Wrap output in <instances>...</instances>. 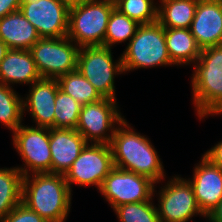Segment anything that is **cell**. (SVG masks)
<instances>
[{"instance_id":"cell-4","label":"cell","mask_w":222,"mask_h":222,"mask_svg":"<svg viewBox=\"0 0 222 222\" xmlns=\"http://www.w3.org/2000/svg\"><path fill=\"white\" fill-rule=\"evenodd\" d=\"M123 71L174 65L165 39V28L157 21L139 25L135 35L121 54Z\"/></svg>"},{"instance_id":"cell-26","label":"cell","mask_w":222,"mask_h":222,"mask_svg":"<svg viewBox=\"0 0 222 222\" xmlns=\"http://www.w3.org/2000/svg\"><path fill=\"white\" fill-rule=\"evenodd\" d=\"M82 105L58 88L55 99L54 128L75 129Z\"/></svg>"},{"instance_id":"cell-31","label":"cell","mask_w":222,"mask_h":222,"mask_svg":"<svg viewBox=\"0 0 222 222\" xmlns=\"http://www.w3.org/2000/svg\"><path fill=\"white\" fill-rule=\"evenodd\" d=\"M22 0H0V19L4 16L20 10Z\"/></svg>"},{"instance_id":"cell-5","label":"cell","mask_w":222,"mask_h":222,"mask_svg":"<svg viewBox=\"0 0 222 222\" xmlns=\"http://www.w3.org/2000/svg\"><path fill=\"white\" fill-rule=\"evenodd\" d=\"M115 8L107 0H88L71 7L67 37L79 48L104 46L107 24Z\"/></svg>"},{"instance_id":"cell-15","label":"cell","mask_w":222,"mask_h":222,"mask_svg":"<svg viewBox=\"0 0 222 222\" xmlns=\"http://www.w3.org/2000/svg\"><path fill=\"white\" fill-rule=\"evenodd\" d=\"M190 32L202 50L222 44V0H198Z\"/></svg>"},{"instance_id":"cell-29","label":"cell","mask_w":222,"mask_h":222,"mask_svg":"<svg viewBox=\"0 0 222 222\" xmlns=\"http://www.w3.org/2000/svg\"><path fill=\"white\" fill-rule=\"evenodd\" d=\"M0 222H47L36 212L29 209L20 202L11 212H9Z\"/></svg>"},{"instance_id":"cell-20","label":"cell","mask_w":222,"mask_h":222,"mask_svg":"<svg viewBox=\"0 0 222 222\" xmlns=\"http://www.w3.org/2000/svg\"><path fill=\"white\" fill-rule=\"evenodd\" d=\"M165 39L169 58L174 66L191 65L198 60L201 49L190 29L165 28Z\"/></svg>"},{"instance_id":"cell-1","label":"cell","mask_w":222,"mask_h":222,"mask_svg":"<svg viewBox=\"0 0 222 222\" xmlns=\"http://www.w3.org/2000/svg\"><path fill=\"white\" fill-rule=\"evenodd\" d=\"M109 145L114 167L145 176L155 184L164 181V166L151 140L137 133L126 119L117 125Z\"/></svg>"},{"instance_id":"cell-32","label":"cell","mask_w":222,"mask_h":222,"mask_svg":"<svg viewBox=\"0 0 222 222\" xmlns=\"http://www.w3.org/2000/svg\"><path fill=\"white\" fill-rule=\"evenodd\" d=\"M206 218L209 222H222V199Z\"/></svg>"},{"instance_id":"cell-27","label":"cell","mask_w":222,"mask_h":222,"mask_svg":"<svg viewBox=\"0 0 222 222\" xmlns=\"http://www.w3.org/2000/svg\"><path fill=\"white\" fill-rule=\"evenodd\" d=\"M149 201L119 205L113 209L120 222H160L157 205Z\"/></svg>"},{"instance_id":"cell-33","label":"cell","mask_w":222,"mask_h":222,"mask_svg":"<svg viewBox=\"0 0 222 222\" xmlns=\"http://www.w3.org/2000/svg\"><path fill=\"white\" fill-rule=\"evenodd\" d=\"M58 1L65 4L67 7L71 8V7L77 6L79 4H82L88 0H58Z\"/></svg>"},{"instance_id":"cell-28","label":"cell","mask_w":222,"mask_h":222,"mask_svg":"<svg viewBox=\"0 0 222 222\" xmlns=\"http://www.w3.org/2000/svg\"><path fill=\"white\" fill-rule=\"evenodd\" d=\"M157 5L154 0H120L115 8L142 25L157 22Z\"/></svg>"},{"instance_id":"cell-19","label":"cell","mask_w":222,"mask_h":222,"mask_svg":"<svg viewBox=\"0 0 222 222\" xmlns=\"http://www.w3.org/2000/svg\"><path fill=\"white\" fill-rule=\"evenodd\" d=\"M0 39L9 49L30 50L40 36L23 13L17 10L0 19Z\"/></svg>"},{"instance_id":"cell-35","label":"cell","mask_w":222,"mask_h":222,"mask_svg":"<svg viewBox=\"0 0 222 222\" xmlns=\"http://www.w3.org/2000/svg\"><path fill=\"white\" fill-rule=\"evenodd\" d=\"M108 2H110L111 4H116V3H118L120 0H107Z\"/></svg>"},{"instance_id":"cell-16","label":"cell","mask_w":222,"mask_h":222,"mask_svg":"<svg viewBox=\"0 0 222 222\" xmlns=\"http://www.w3.org/2000/svg\"><path fill=\"white\" fill-rule=\"evenodd\" d=\"M30 87L29 94L23 97V112H30L37 127L54 128L55 99L59 88L57 79L40 78Z\"/></svg>"},{"instance_id":"cell-14","label":"cell","mask_w":222,"mask_h":222,"mask_svg":"<svg viewBox=\"0 0 222 222\" xmlns=\"http://www.w3.org/2000/svg\"><path fill=\"white\" fill-rule=\"evenodd\" d=\"M192 175V179L187 180L200 210L207 216L222 199V169L202 155Z\"/></svg>"},{"instance_id":"cell-12","label":"cell","mask_w":222,"mask_h":222,"mask_svg":"<svg viewBox=\"0 0 222 222\" xmlns=\"http://www.w3.org/2000/svg\"><path fill=\"white\" fill-rule=\"evenodd\" d=\"M172 177L158 192L160 222H188L198 214L206 219L196 202L190 182L179 175Z\"/></svg>"},{"instance_id":"cell-25","label":"cell","mask_w":222,"mask_h":222,"mask_svg":"<svg viewBox=\"0 0 222 222\" xmlns=\"http://www.w3.org/2000/svg\"><path fill=\"white\" fill-rule=\"evenodd\" d=\"M140 24L114 8L110 15L104 38V46L112 47L115 44L126 42L133 38Z\"/></svg>"},{"instance_id":"cell-6","label":"cell","mask_w":222,"mask_h":222,"mask_svg":"<svg viewBox=\"0 0 222 222\" xmlns=\"http://www.w3.org/2000/svg\"><path fill=\"white\" fill-rule=\"evenodd\" d=\"M111 51V48L105 46L80 47L77 69L102 97L117 100L114 79L124 71L122 58L114 62Z\"/></svg>"},{"instance_id":"cell-7","label":"cell","mask_w":222,"mask_h":222,"mask_svg":"<svg viewBox=\"0 0 222 222\" xmlns=\"http://www.w3.org/2000/svg\"><path fill=\"white\" fill-rule=\"evenodd\" d=\"M79 47L66 37L40 38L30 52L42 78L58 79L77 69Z\"/></svg>"},{"instance_id":"cell-9","label":"cell","mask_w":222,"mask_h":222,"mask_svg":"<svg viewBox=\"0 0 222 222\" xmlns=\"http://www.w3.org/2000/svg\"><path fill=\"white\" fill-rule=\"evenodd\" d=\"M116 101L103 97L96 102L82 105L75 129L88 143L110 144L116 125L125 119L119 112Z\"/></svg>"},{"instance_id":"cell-23","label":"cell","mask_w":222,"mask_h":222,"mask_svg":"<svg viewBox=\"0 0 222 222\" xmlns=\"http://www.w3.org/2000/svg\"><path fill=\"white\" fill-rule=\"evenodd\" d=\"M57 81L59 88L81 105L96 102L103 98L78 69L62 75Z\"/></svg>"},{"instance_id":"cell-21","label":"cell","mask_w":222,"mask_h":222,"mask_svg":"<svg viewBox=\"0 0 222 222\" xmlns=\"http://www.w3.org/2000/svg\"><path fill=\"white\" fill-rule=\"evenodd\" d=\"M157 21L164 28L189 29L198 0H160Z\"/></svg>"},{"instance_id":"cell-2","label":"cell","mask_w":222,"mask_h":222,"mask_svg":"<svg viewBox=\"0 0 222 222\" xmlns=\"http://www.w3.org/2000/svg\"><path fill=\"white\" fill-rule=\"evenodd\" d=\"M72 191L64 175L42 173L23 176L22 203L47 222H65Z\"/></svg>"},{"instance_id":"cell-13","label":"cell","mask_w":222,"mask_h":222,"mask_svg":"<svg viewBox=\"0 0 222 222\" xmlns=\"http://www.w3.org/2000/svg\"><path fill=\"white\" fill-rule=\"evenodd\" d=\"M69 10L58 0H22L20 11L35 27L40 38L66 37Z\"/></svg>"},{"instance_id":"cell-24","label":"cell","mask_w":222,"mask_h":222,"mask_svg":"<svg viewBox=\"0 0 222 222\" xmlns=\"http://www.w3.org/2000/svg\"><path fill=\"white\" fill-rule=\"evenodd\" d=\"M23 98L13 89L0 83V122L12 133L22 124Z\"/></svg>"},{"instance_id":"cell-17","label":"cell","mask_w":222,"mask_h":222,"mask_svg":"<svg viewBox=\"0 0 222 222\" xmlns=\"http://www.w3.org/2000/svg\"><path fill=\"white\" fill-rule=\"evenodd\" d=\"M87 143L76 129L50 128L51 173L65 175Z\"/></svg>"},{"instance_id":"cell-8","label":"cell","mask_w":222,"mask_h":222,"mask_svg":"<svg viewBox=\"0 0 222 222\" xmlns=\"http://www.w3.org/2000/svg\"><path fill=\"white\" fill-rule=\"evenodd\" d=\"M13 146L21 156L24 167L17 168L23 176L51 173L50 129L24 126L21 124L13 132Z\"/></svg>"},{"instance_id":"cell-11","label":"cell","mask_w":222,"mask_h":222,"mask_svg":"<svg viewBox=\"0 0 222 222\" xmlns=\"http://www.w3.org/2000/svg\"><path fill=\"white\" fill-rule=\"evenodd\" d=\"M155 183L149 178L114 167L105 177L100 194L114 209L119 205L149 201L157 195Z\"/></svg>"},{"instance_id":"cell-34","label":"cell","mask_w":222,"mask_h":222,"mask_svg":"<svg viewBox=\"0 0 222 222\" xmlns=\"http://www.w3.org/2000/svg\"><path fill=\"white\" fill-rule=\"evenodd\" d=\"M9 50L7 45L0 39V63L4 59L6 52Z\"/></svg>"},{"instance_id":"cell-10","label":"cell","mask_w":222,"mask_h":222,"mask_svg":"<svg viewBox=\"0 0 222 222\" xmlns=\"http://www.w3.org/2000/svg\"><path fill=\"white\" fill-rule=\"evenodd\" d=\"M113 168L109 144L87 143L64 177L71 191L72 184L84 187L96 186L99 190L103 180Z\"/></svg>"},{"instance_id":"cell-3","label":"cell","mask_w":222,"mask_h":222,"mask_svg":"<svg viewBox=\"0 0 222 222\" xmlns=\"http://www.w3.org/2000/svg\"><path fill=\"white\" fill-rule=\"evenodd\" d=\"M193 68L192 98L198 117L222 114V44L202 49Z\"/></svg>"},{"instance_id":"cell-30","label":"cell","mask_w":222,"mask_h":222,"mask_svg":"<svg viewBox=\"0 0 222 222\" xmlns=\"http://www.w3.org/2000/svg\"><path fill=\"white\" fill-rule=\"evenodd\" d=\"M203 155L213 164L222 169V141L215 144V146H213L210 150H207V152Z\"/></svg>"},{"instance_id":"cell-18","label":"cell","mask_w":222,"mask_h":222,"mask_svg":"<svg viewBox=\"0 0 222 222\" xmlns=\"http://www.w3.org/2000/svg\"><path fill=\"white\" fill-rule=\"evenodd\" d=\"M41 77L30 50L9 49L0 63V83L32 84ZM11 84V85H10Z\"/></svg>"},{"instance_id":"cell-22","label":"cell","mask_w":222,"mask_h":222,"mask_svg":"<svg viewBox=\"0 0 222 222\" xmlns=\"http://www.w3.org/2000/svg\"><path fill=\"white\" fill-rule=\"evenodd\" d=\"M23 174L17 167L0 168V220L22 202Z\"/></svg>"}]
</instances>
